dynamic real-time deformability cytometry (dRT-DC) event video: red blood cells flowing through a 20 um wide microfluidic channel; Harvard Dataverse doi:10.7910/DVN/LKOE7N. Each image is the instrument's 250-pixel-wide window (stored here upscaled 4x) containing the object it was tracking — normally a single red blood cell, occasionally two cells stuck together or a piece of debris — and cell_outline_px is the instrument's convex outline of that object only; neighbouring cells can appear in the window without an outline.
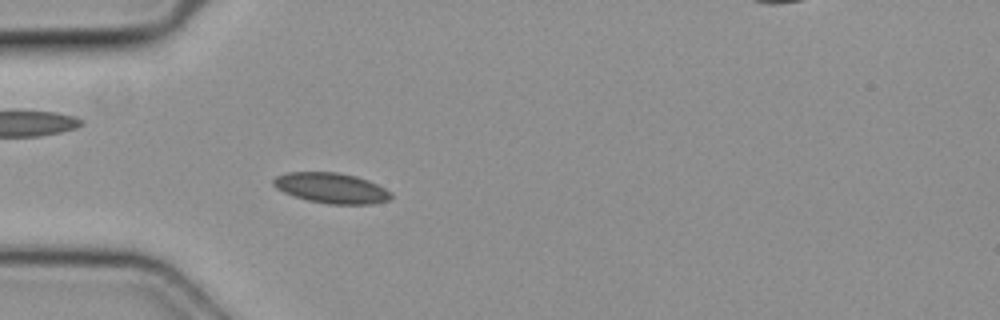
{"species": "common noctule bat (a hibernating species)", "species_latin": "Nyctalus noctula", "temperature_condition": "cold", "stored_images_in_passage": 39, "camera_frame_rate_fps": 3000, "um_per_image_px": 0.085, "animal": {"sex": "female", "body_mass_g": 19.3, "forearm_length_mm": 54.1}, "frame": {"image": 1, "passage_image": 4, "time_ms": 1.0, "image_size_px": [1000, 320], "cell_outline_px": [[392, 196], [388, 200], [372, 204], [328, 204], [308, 200], [284, 192], [276, 188], [272, 184], [272, 180], [276, 176], [288, 172], [336, 172], [356, 176], [368, 180], [392, 192]], "centroid_in_image_um": [28.16, 15.98], "position_along_channel_um": 56.8, "area_um2": 20.75}}
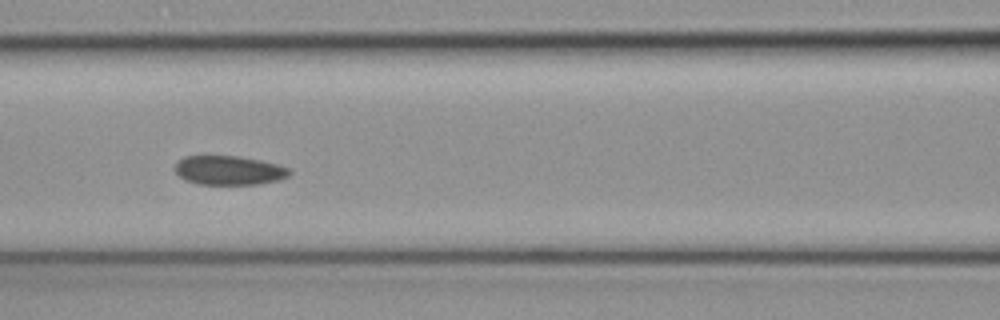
{"frame": {"image": 2, "passage_image": 11, "time_ms": 3.333, "image_size_px": [1000, 320], "cell_outline_px": [[292, 172], [288, 176], [280, 180], [260, 184], [196, 184], [184, 180], [176, 172], [176, 164], [184, 156], [236, 156], [260, 160], [276, 164], [288, 168]], "centroid_in_image_um": [19.48, 14.49], "position_along_channel_um": 147.1, "area_um2": 19.36}}
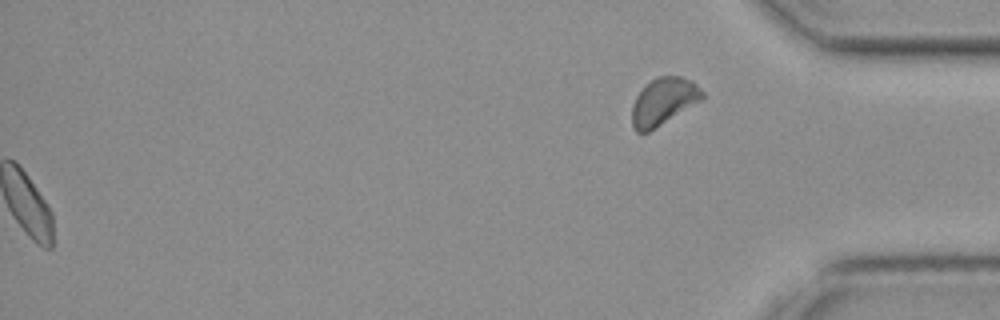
{"frame": {"image": 3, "passage_image": 39, "time_ms": 12.667, "image_size_px": [1000, 320], "cell_outline_px": [[704, 100], [648, 132], [636, 132], [632, 128], [632, 104], [636, 96], [644, 84], [656, 76], [680, 76], [692, 80], [704, 92]], "centroid_in_image_um": [56.4, 8.61], "position_along_channel_um": 378.8, "area_um2": 19.71}}